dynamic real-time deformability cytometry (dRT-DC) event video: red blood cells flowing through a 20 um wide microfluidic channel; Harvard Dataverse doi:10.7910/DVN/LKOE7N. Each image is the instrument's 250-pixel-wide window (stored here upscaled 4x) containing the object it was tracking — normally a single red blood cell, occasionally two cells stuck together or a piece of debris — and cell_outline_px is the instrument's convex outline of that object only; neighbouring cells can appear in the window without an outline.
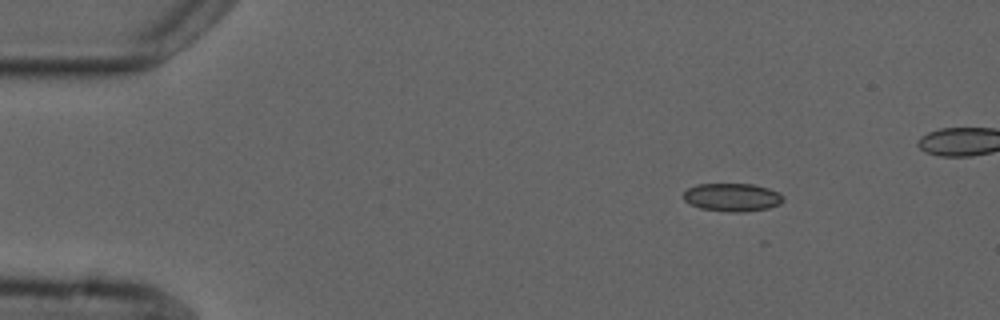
{"species": "common noctule bat (a hibernating species)", "species_latin": "Nyctalus noctula", "temperature_condition": "cold", "stored_images_in_passage": 4, "camera_frame_rate_fps": 3000, "um_per_image_px": 0.085, "animal": {"sex": "male", "forearm_length_mm": 52.5}, "frame": {"image": 1, "passage_image": 1, "time_ms": 0.0, "image_size_px": [1000, 320], "cell_outline_px": [[784, 200], [780, 204], [768, 208], [744, 212], [728, 212], [700, 208], [684, 200], [684, 192], [688, 188], [696, 184], [752, 184], [768, 188], [780, 192], [784, 196]], "centroid_in_image_um": [62.27, 16.77], "position_along_channel_um": 22.7, "area_um2": 16.42}}